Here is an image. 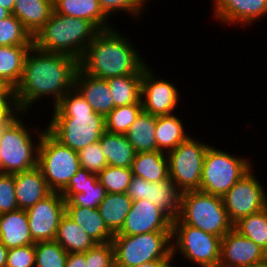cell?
Segmentation results:
<instances>
[{"mask_svg": "<svg viewBox=\"0 0 267 267\" xmlns=\"http://www.w3.org/2000/svg\"><path fill=\"white\" fill-rule=\"evenodd\" d=\"M78 68L77 59L47 52L33 45L26 55L21 80L13 90L16 107L27 111L33 101L46 94H53L56 105L66 92L74 88Z\"/></svg>", "mask_w": 267, "mask_h": 267, "instance_id": "6da1fadb", "label": "cell"}, {"mask_svg": "<svg viewBox=\"0 0 267 267\" xmlns=\"http://www.w3.org/2000/svg\"><path fill=\"white\" fill-rule=\"evenodd\" d=\"M46 129L61 144L78 152L100 140L105 132V117L94 112L74 87L54 106V115Z\"/></svg>", "mask_w": 267, "mask_h": 267, "instance_id": "7a4b0ae2", "label": "cell"}, {"mask_svg": "<svg viewBox=\"0 0 267 267\" xmlns=\"http://www.w3.org/2000/svg\"><path fill=\"white\" fill-rule=\"evenodd\" d=\"M137 54L127 39L112 28L100 30L87 46L79 61V68L89 76L105 80L143 74L146 66Z\"/></svg>", "mask_w": 267, "mask_h": 267, "instance_id": "3957f363", "label": "cell"}, {"mask_svg": "<svg viewBox=\"0 0 267 267\" xmlns=\"http://www.w3.org/2000/svg\"><path fill=\"white\" fill-rule=\"evenodd\" d=\"M98 32L90 21L53 11L49 20L33 37V45L41 50L65 54L80 61Z\"/></svg>", "mask_w": 267, "mask_h": 267, "instance_id": "277c9868", "label": "cell"}, {"mask_svg": "<svg viewBox=\"0 0 267 267\" xmlns=\"http://www.w3.org/2000/svg\"><path fill=\"white\" fill-rule=\"evenodd\" d=\"M171 240L172 231L114 235L115 267H135L153 260H166L172 256Z\"/></svg>", "mask_w": 267, "mask_h": 267, "instance_id": "5b68a950", "label": "cell"}, {"mask_svg": "<svg viewBox=\"0 0 267 267\" xmlns=\"http://www.w3.org/2000/svg\"><path fill=\"white\" fill-rule=\"evenodd\" d=\"M178 218L184 224L221 238L233 228L222 197L200 190L182 193L181 214Z\"/></svg>", "mask_w": 267, "mask_h": 267, "instance_id": "8992f818", "label": "cell"}, {"mask_svg": "<svg viewBox=\"0 0 267 267\" xmlns=\"http://www.w3.org/2000/svg\"><path fill=\"white\" fill-rule=\"evenodd\" d=\"M38 168L52 192H61L80 169L78 153L61 144L47 130L39 142Z\"/></svg>", "mask_w": 267, "mask_h": 267, "instance_id": "52a82bcc", "label": "cell"}, {"mask_svg": "<svg viewBox=\"0 0 267 267\" xmlns=\"http://www.w3.org/2000/svg\"><path fill=\"white\" fill-rule=\"evenodd\" d=\"M250 170L246 159L209 146L204 157L199 190L222 197Z\"/></svg>", "mask_w": 267, "mask_h": 267, "instance_id": "ba28073f", "label": "cell"}, {"mask_svg": "<svg viewBox=\"0 0 267 267\" xmlns=\"http://www.w3.org/2000/svg\"><path fill=\"white\" fill-rule=\"evenodd\" d=\"M27 130L21 120L16 118L0 137V173L15 174L38 167V150L42 132L39 134L38 144L33 146Z\"/></svg>", "mask_w": 267, "mask_h": 267, "instance_id": "9c48e42d", "label": "cell"}, {"mask_svg": "<svg viewBox=\"0 0 267 267\" xmlns=\"http://www.w3.org/2000/svg\"><path fill=\"white\" fill-rule=\"evenodd\" d=\"M174 238L176 241L172 244L173 256L179 249L185 259L198 263L201 267H219L221 237L184 224L176 218L172 220V239Z\"/></svg>", "mask_w": 267, "mask_h": 267, "instance_id": "30bf717a", "label": "cell"}, {"mask_svg": "<svg viewBox=\"0 0 267 267\" xmlns=\"http://www.w3.org/2000/svg\"><path fill=\"white\" fill-rule=\"evenodd\" d=\"M208 145L189 138L166 152L169 177L181 193L199 190Z\"/></svg>", "mask_w": 267, "mask_h": 267, "instance_id": "8fae6325", "label": "cell"}, {"mask_svg": "<svg viewBox=\"0 0 267 267\" xmlns=\"http://www.w3.org/2000/svg\"><path fill=\"white\" fill-rule=\"evenodd\" d=\"M264 191L251 169L222 196L229 220L234 224L240 218L266 208L267 197Z\"/></svg>", "mask_w": 267, "mask_h": 267, "instance_id": "7c38bea8", "label": "cell"}, {"mask_svg": "<svg viewBox=\"0 0 267 267\" xmlns=\"http://www.w3.org/2000/svg\"><path fill=\"white\" fill-rule=\"evenodd\" d=\"M65 199L60 192H51L26 210L33 241L54 240L61 217L65 214Z\"/></svg>", "mask_w": 267, "mask_h": 267, "instance_id": "4fadbf2b", "label": "cell"}, {"mask_svg": "<svg viewBox=\"0 0 267 267\" xmlns=\"http://www.w3.org/2000/svg\"><path fill=\"white\" fill-rule=\"evenodd\" d=\"M157 231H172V219L147 199L132 202L121 230L115 235H137Z\"/></svg>", "mask_w": 267, "mask_h": 267, "instance_id": "5bb4252c", "label": "cell"}, {"mask_svg": "<svg viewBox=\"0 0 267 267\" xmlns=\"http://www.w3.org/2000/svg\"><path fill=\"white\" fill-rule=\"evenodd\" d=\"M266 259L259 245L234 228L222 237L219 267H253Z\"/></svg>", "mask_w": 267, "mask_h": 267, "instance_id": "9a60e30c", "label": "cell"}, {"mask_svg": "<svg viewBox=\"0 0 267 267\" xmlns=\"http://www.w3.org/2000/svg\"><path fill=\"white\" fill-rule=\"evenodd\" d=\"M143 69L141 99L143 111L153 116L170 115L178 102V91L168 81L156 80L151 70Z\"/></svg>", "mask_w": 267, "mask_h": 267, "instance_id": "2e32d148", "label": "cell"}, {"mask_svg": "<svg viewBox=\"0 0 267 267\" xmlns=\"http://www.w3.org/2000/svg\"><path fill=\"white\" fill-rule=\"evenodd\" d=\"M74 87L85 98L94 112L106 117L114 109L107 80L89 76L78 68L75 74Z\"/></svg>", "mask_w": 267, "mask_h": 267, "instance_id": "e0dca14e", "label": "cell"}, {"mask_svg": "<svg viewBox=\"0 0 267 267\" xmlns=\"http://www.w3.org/2000/svg\"><path fill=\"white\" fill-rule=\"evenodd\" d=\"M215 14L222 22L249 23L267 14V0H215Z\"/></svg>", "mask_w": 267, "mask_h": 267, "instance_id": "ac0fdd59", "label": "cell"}, {"mask_svg": "<svg viewBox=\"0 0 267 267\" xmlns=\"http://www.w3.org/2000/svg\"><path fill=\"white\" fill-rule=\"evenodd\" d=\"M51 192L38 167L15 173V195L19 209H29Z\"/></svg>", "mask_w": 267, "mask_h": 267, "instance_id": "d6986e66", "label": "cell"}, {"mask_svg": "<svg viewBox=\"0 0 267 267\" xmlns=\"http://www.w3.org/2000/svg\"><path fill=\"white\" fill-rule=\"evenodd\" d=\"M0 242L7 249L35 244L26 210L17 209L0 214Z\"/></svg>", "mask_w": 267, "mask_h": 267, "instance_id": "ffe728a7", "label": "cell"}, {"mask_svg": "<svg viewBox=\"0 0 267 267\" xmlns=\"http://www.w3.org/2000/svg\"><path fill=\"white\" fill-rule=\"evenodd\" d=\"M54 11L53 0H15L12 14L34 37Z\"/></svg>", "mask_w": 267, "mask_h": 267, "instance_id": "44dd1931", "label": "cell"}, {"mask_svg": "<svg viewBox=\"0 0 267 267\" xmlns=\"http://www.w3.org/2000/svg\"><path fill=\"white\" fill-rule=\"evenodd\" d=\"M54 12L90 21L99 31L110 29L109 18L101 8L99 0H53Z\"/></svg>", "mask_w": 267, "mask_h": 267, "instance_id": "7402d4cb", "label": "cell"}, {"mask_svg": "<svg viewBox=\"0 0 267 267\" xmlns=\"http://www.w3.org/2000/svg\"><path fill=\"white\" fill-rule=\"evenodd\" d=\"M65 213L69 215L82 230L97 243L112 241L113 234L105 225L98 208L66 205Z\"/></svg>", "mask_w": 267, "mask_h": 267, "instance_id": "603a6c76", "label": "cell"}, {"mask_svg": "<svg viewBox=\"0 0 267 267\" xmlns=\"http://www.w3.org/2000/svg\"><path fill=\"white\" fill-rule=\"evenodd\" d=\"M181 195L182 193L170 177L156 183L147 181L145 199L154 203L172 220H175L181 214Z\"/></svg>", "mask_w": 267, "mask_h": 267, "instance_id": "cb8c5ba5", "label": "cell"}, {"mask_svg": "<svg viewBox=\"0 0 267 267\" xmlns=\"http://www.w3.org/2000/svg\"><path fill=\"white\" fill-rule=\"evenodd\" d=\"M32 46H0V79L13 90L21 80L26 55Z\"/></svg>", "mask_w": 267, "mask_h": 267, "instance_id": "d4e9b609", "label": "cell"}, {"mask_svg": "<svg viewBox=\"0 0 267 267\" xmlns=\"http://www.w3.org/2000/svg\"><path fill=\"white\" fill-rule=\"evenodd\" d=\"M165 152L158 150L136 153L132 162L133 176L149 182H160L169 178L168 159Z\"/></svg>", "mask_w": 267, "mask_h": 267, "instance_id": "484cf974", "label": "cell"}, {"mask_svg": "<svg viewBox=\"0 0 267 267\" xmlns=\"http://www.w3.org/2000/svg\"><path fill=\"white\" fill-rule=\"evenodd\" d=\"M132 202L133 200L127 193H106L101 201L98 207L100 215L113 235L121 230Z\"/></svg>", "mask_w": 267, "mask_h": 267, "instance_id": "4316f807", "label": "cell"}, {"mask_svg": "<svg viewBox=\"0 0 267 267\" xmlns=\"http://www.w3.org/2000/svg\"><path fill=\"white\" fill-rule=\"evenodd\" d=\"M54 240L68 253L86 252L97 244L66 213L61 217Z\"/></svg>", "mask_w": 267, "mask_h": 267, "instance_id": "83f0119b", "label": "cell"}, {"mask_svg": "<svg viewBox=\"0 0 267 267\" xmlns=\"http://www.w3.org/2000/svg\"><path fill=\"white\" fill-rule=\"evenodd\" d=\"M99 142L109 166L131 168L136 152L126 135L105 131Z\"/></svg>", "mask_w": 267, "mask_h": 267, "instance_id": "f1b7e54d", "label": "cell"}, {"mask_svg": "<svg viewBox=\"0 0 267 267\" xmlns=\"http://www.w3.org/2000/svg\"><path fill=\"white\" fill-rule=\"evenodd\" d=\"M156 116L142 111L126 132V137L136 153L157 150L155 138Z\"/></svg>", "mask_w": 267, "mask_h": 267, "instance_id": "f546056e", "label": "cell"}, {"mask_svg": "<svg viewBox=\"0 0 267 267\" xmlns=\"http://www.w3.org/2000/svg\"><path fill=\"white\" fill-rule=\"evenodd\" d=\"M143 74L117 76L106 79L112 94L114 108L142 103L141 82Z\"/></svg>", "mask_w": 267, "mask_h": 267, "instance_id": "4dcf8cb0", "label": "cell"}, {"mask_svg": "<svg viewBox=\"0 0 267 267\" xmlns=\"http://www.w3.org/2000/svg\"><path fill=\"white\" fill-rule=\"evenodd\" d=\"M155 138L157 150L169 152L189 137L185 134L180 119L170 114L156 117Z\"/></svg>", "mask_w": 267, "mask_h": 267, "instance_id": "1f68e13d", "label": "cell"}, {"mask_svg": "<svg viewBox=\"0 0 267 267\" xmlns=\"http://www.w3.org/2000/svg\"><path fill=\"white\" fill-rule=\"evenodd\" d=\"M233 228L253 240L267 253V207L262 211L240 218Z\"/></svg>", "mask_w": 267, "mask_h": 267, "instance_id": "d6a6232c", "label": "cell"}, {"mask_svg": "<svg viewBox=\"0 0 267 267\" xmlns=\"http://www.w3.org/2000/svg\"><path fill=\"white\" fill-rule=\"evenodd\" d=\"M142 111V103L115 107L105 117V131L125 135Z\"/></svg>", "mask_w": 267, "mask_h": 267, "instance_id": "836d02e7", "label": "cell"}, {"mask_svg": "<svg viewBox=\"0 0 267 267\" xmlns=\"http://www.w3.org/2000/svg\"><path fill=\"white\" fill-rule=\"evenodd\" d=\"M68 252L55 240L35 243V267H65Z\"/></svg>", "mask_w": 267, "mask_h": 267, "instance_id": "e575fe53", "label": "cell"}, {"mask_svg": "<svg viewBox=\"0 0 267 267\" xmlns=\"http://www.w3.org/2000/svg\"><path fill=\"white\" fill-rule=\"evenodd\" d=\"M33 45V37L22 23L11 14L0 20V46Z\"/></svg>", "mask_w": 267, "mask_h": 267, "instance_id": "d590c367", "label": "cell"}, {"mask_svg": "<svg viewBox=\"0 0 267 267\" xmlns=\"http://www.w3.org/2000/svg\"><path fill=\"white\" fill-rule=\"evenodd\" d=\"M131 168L107 165L99 174L98 180L106 193H126L132 181Z\"/></svg>", "mask_w": 267, "mask_h": 267, "instance_id": "8d00e7d4", "label": "cell"}, {"mask_svg": "<svg viewBox=\"0 0 267 267\" xmlns=\"http://www.w3.org/2000/svg\"><path fill=\"white\" fill-rule=\"evenodd\" d=\"M65 199L66 205L83 206L88 208H98L105 198L106 190L97 179L82 193H60Z\"/></svg>", "mask_w": 267, "mask_h": 267, "instance_id": "74e56055", "label": "cell"}, {"mask_svg": "<svg viewBox=\"0 0 267 267\" xmlns=\"http://www.w3.org/2000/svg\"><path fill=\"white\" fill-rule=\"evenodd\" d=\"M77 153L80 167L92 174L98 175L108 165L99 141L87 145Z\"/></svg>", "mask_w": 267, "mask_h": 267, "instance_id": "f35d334b", "label": "cell"}, {"mask_svg": "<svg viewBox=\"0 0 267 267\" xmlns=\"http://www.w3.org/2000/svg\"><path fill=\"white\" fill-rule=\"evenodd\" d=\"M86 267H115L112 241L96 244L85 252Z\"/></svg>", "mask_w": 267, "mask_h": 267, "instance_id": "ab89813d", "label": "cell"}, {"mask_svg": "<svg viewBox=\"0 0 267 267\" xmlns=\"http://www.w3.org/2000/svg\"><path fill=\"white\" fill-rule=\"evenodd\" d=\"M17 209L15 174L0 173V214Z\"/></svg>", "mask_w": 267, "mask_h": 267, "instance_id": "60d3db41", "label": "cell"}, {"mask_svg": "<svg viewBox=\"0 0 267 267\" xmlns=\"http://www.w3.org/2000/svg\"><path fill=\"white\" fill-rule=\"evenodd\" d=\"M6 267H35V244L8 249Z\"/></svg>", "mask_w": 267, "mask_h": 267, "instance_id": "b9f144b4", "label": "cell"}, {"mask_svg": "<svg viewBox=\"0 0 267 267\" xmlns=\"http://www.w3.org/2000/svg\"><path fill=\"white\" fill-rule=\"evenodd\" d=\"M146 0H99L104 13L109 17L115 11H127L138 16ZM120 9V10H119ZM141 9V10H140Z\"/></svg>", "mask_w": 267, "mask_h": 267, "instance_id": "7bdbcfd3", "label": "cell"}, {"mask_svg": "<svg viewBox=\"0 0 267 267\" xmlns=\"http://www.w3.org/2000/svg\"><path fill=\"white\" fill-rule=\"evenodd\" d=\"M98 179V175L90 173L85 168H81L74 174L68 185L60 193H82Z\"/></svg>", "mask_w": 267, "mask_h": 267, "instance_id": "ee69618b", "label": "cell"}, {"mask_svg": "<svg viewBox=\"0 0 267 267\" xmlns=\"http://www.w3.org/2000/svg\"><path fill=\"white\" fill-rule=\"evenodd\" d=\"M147 191V181L143 178L133 176L126 193L133 201L145 199Z\"/></svg>", "mask_w": 267, "mask_h": 267, "instance_id": "f6af8a7d", "label": "cell"}, {"mask_svg": "<svg viewBox=\"0 0 267 267\" xmlns=\"http://www.w3.org/2000/svg\"><path fill=\"white\" fill-rule=\"evenodd\" d=\"M16 108L14 95H0V122L5 120Z\"/></svg>", "mask_w": 267, "mask_h": 267, "instance_id": "bcb514c9", "label": "cell"}, {"mask_svg": "<svg viewBox=\"0 0 267 267\" xmlns=\"http://www.w3.org/2000/svg\"><path fill=\"white\" fill-rule=\"evenodd\" d=\"M65 267H86L85 252L68 253Z\"/></svg>", "mask_w": 267, "mask_h": 267, "instance_id": "7dc6e473", "label": "cell"}, {"mask_svg": "<svg viewBox=\"0 0 267 267\" xmlns=\"http://www.w3.org/2000/svg\"><path fill=\"white\" fill-rule=\"evenodd\" d=\"M15 111L21 110L19 108H16L5 120L0 122V137L2 136L6 128L17 118L18 114ZM15 113L17 116L15 115Z\"/></svg>", "mask_w": 267, "mask_h": 267, "instance_id": "c3c4849f", "label": "cell"}, {"mask_svg": "<svg viewBox=\"0 0 267 267\" xmlns=\"http://www.w3.org/2000/svg\"><path fill=\"white\" fill-rule=\"evenodd\" d=\"M8 249L0 242V267H6Z\"/></svg>", "mask_w": 267, "mask_h": 267, "instance_id": "681fc988", "label": "cell"}, {"mask_svg": "<svg viewBox=\"0 0 267 267\" xmlns=\"http://www.w3.org/2000/svg\"><path fill=\"white\" fill-rule=\"evenodd\" d=\"M15 0H0V6L7 11H9L11 14L14 9Z\"/></svg>", "mask_w": 267, "mask_h": 267, "instance_id": "f907efd6", "label": "cell"}, {"mask_svg": "<svg viewBox=\"0 0 267 267\" xmlns=\"http://www.w3.org/2000/svg\"><path fill=\"white\" fill-rule=\"evenodd\" d=\"M0 95H14L13 89L9 88L1 79H0Z\"/></svg>", "mask_w": 267, "mask_h": 267, "instance_id": "816d5d0a", "label": "cell"}, {"mask_svg": "<svg viewBox=\"0 0 267 267\" xmlns=\"http://www.w3.org/2000/svg\"><path fill=\"white\" fill-rule=\"evenodd\" d=\"M164 260H153L135 267H159Z\"/></svg>", "mask_w": 267, "mask_h": 267, "instance_id": "f5cc1de1", "label": "cell"}, {"mask_svg": "<svg viewBox=\"0 0 267 267\" xmlns=\"http://www.w3.org/2000/svg\"><path fill=\"white\" fill-rule=\"evenodd\" d=\"M11 13L0 6V20L9 17Z\"/></svg>", "mask_w": 267, "mask_h": 267, "instance_id": "db71d44e", "label": "cell"}, {"mask_svg": "<svg viewBox=\"0 0 267 267\" xmlns=\"http://www.w3.org/2000/svg\"><path fill=\"white\" fill-rule=\"evenodd\" d=\"M172 258H173V255H172L171 257L167 258L166 260H164V261L160 264L159 267H172V266L170 265V261H171Z\"/></svg>", "mask_w": 267, "mask_h": 267, "instance_id": "11a10c76", "label": "cell"}, {"mask_svg": "<svg viewBox=\"0 0 267 267\" xmlns=\"http://www.w3.org/2000/svg\"><path fill=\"white\" fill-rule=\"evenodd\" d=\"M253 267H267V259L257 265H254Z\"/></svg>", "mask_w": 267, "mask_h": 267, "instance_id": "9f6ffc18", "label": "cell"}]
</instances>
